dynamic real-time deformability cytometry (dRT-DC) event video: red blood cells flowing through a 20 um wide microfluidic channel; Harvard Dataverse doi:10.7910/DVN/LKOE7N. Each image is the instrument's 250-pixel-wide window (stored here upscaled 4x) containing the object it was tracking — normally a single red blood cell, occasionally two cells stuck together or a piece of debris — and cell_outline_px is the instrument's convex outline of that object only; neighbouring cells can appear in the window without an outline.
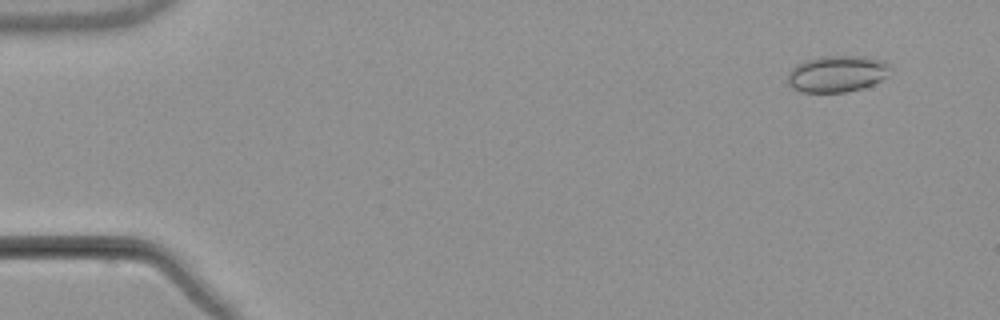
{"species": "common noctule bat (a hibernating species)", "species_latin": "Nyctalus noctula", "temperature_condition": "warm", "stored_images_in_passage": 4, "camera_frame_rate_fps": 3000, "um_per_image_px": 0.085, "animal": {"sex": "male", "body_mass_g": 21.5, "forearm_length_mm": 52.0}, "frame": {"image": 1, "passage_image": 1, "time_ms": 0.0, "image_size_px": [1000, 320], "cell_outline_px": [[892, 68], [888, 76], [872, 84], [848, 92], [800, 92], [792, 88], [788, 84], [788, 72], [796, 64], [804, 60], [820, 56], [864, 56], [884, 60]], "centroid_in_image_um": [71.14, 6.26], "position_along_channel_um": 13.9, "area_um2": 22.08}}
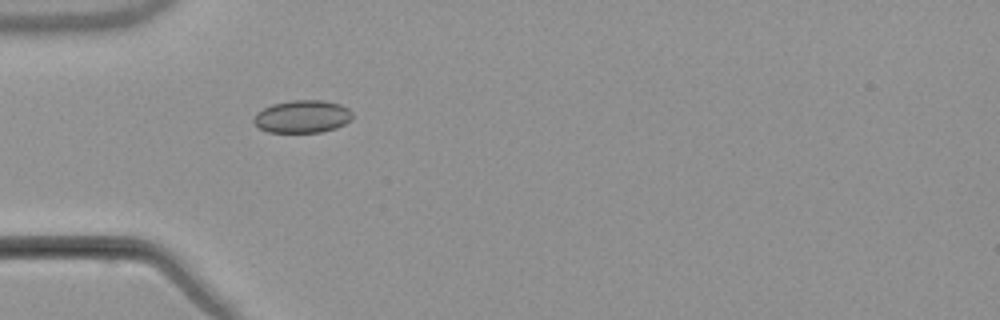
{"frame": {"image": 2, "passage_image": 4, "time_ms": 4.333, "image_size_px": [1000, 320], "cell_outline_px": [[352, 120], [336, 128], [320, 132], [268, 132], [260, 128], [252, 120], [256, 112], [272, 104], [292, 100], [324, 100], [340, 104], [348, 108], [352, 112]], "centroid_in_image_um": [25.71, 9.9], "position_along_channel_um": 59.3, "area_um2": 18.84}}